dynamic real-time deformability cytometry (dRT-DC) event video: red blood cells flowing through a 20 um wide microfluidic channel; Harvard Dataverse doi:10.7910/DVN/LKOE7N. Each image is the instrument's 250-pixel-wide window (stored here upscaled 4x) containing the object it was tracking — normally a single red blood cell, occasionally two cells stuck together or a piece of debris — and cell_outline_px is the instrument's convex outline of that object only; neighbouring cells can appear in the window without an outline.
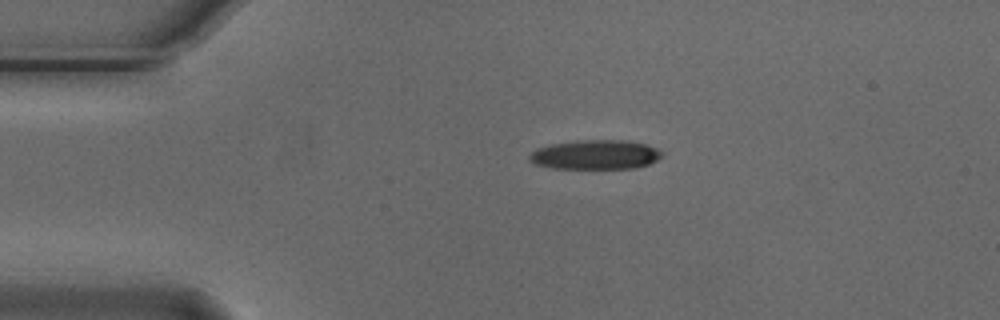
{"species": "Egyptian fruit bat (a non-hibernating species)", "species_latin": "Rousettus aegyptiacus", "temperature_condition": "cold", "stored_images_in_passage": 2, "camera_frame_rate_fps": 3000, "um_per_image_px": 0.085, "animal": {"sex": "male"}, "frame": {"image": 1, "passage_image": 1, "time_ms": 0.0, "image_size_px": [1000, 320], "cell_outline_px": [[664, 156], [648, 164], [636, 168], [552, 168], [536, 164], [528, 160], [528, 156], [536, 148], [552, 144], [576, 140], [624, 140], [644, 144], [656, 148], [664, 152]], "centroid_in_image_um": [50.61, 13.14], "position_along_channel_um": 34.4, "area_um2": 22.72}}